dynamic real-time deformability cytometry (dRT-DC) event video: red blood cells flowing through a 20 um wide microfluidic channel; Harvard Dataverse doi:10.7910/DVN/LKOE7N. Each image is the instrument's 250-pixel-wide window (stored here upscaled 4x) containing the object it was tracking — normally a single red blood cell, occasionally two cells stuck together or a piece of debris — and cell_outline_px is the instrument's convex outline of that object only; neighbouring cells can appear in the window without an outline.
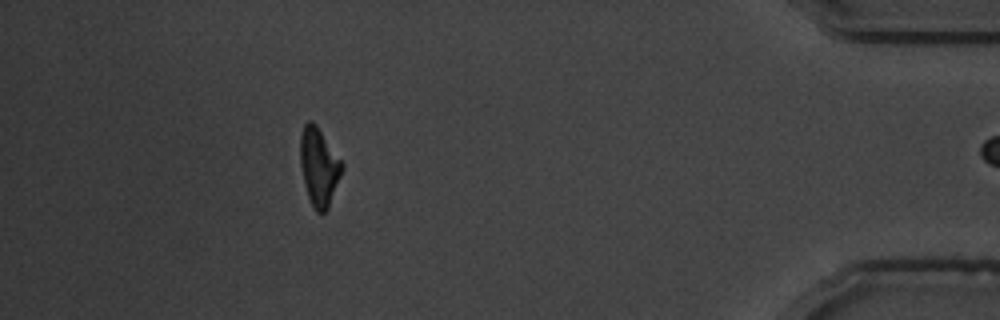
{"species": "common noctule bat (a hibernating species)", "species_latin": "Nyctalus noctula", "temperature_condition": "warm", "stored_images_in_passage": 44, "camera_frame_rate_fps": 3000, "um_per_image_px": 0.085, "animal": {"sex": "male", "body_mass_g": 19.5, "forearm_length_mm": 54.6}, "frame": {"image": 1, "passage_image": 44, "time_ms": 14.333, "image_size_px": [1000, 320], "cell_outline_px": [[344, 168], [328, 208], [324, 212], [316, 212], [312, 208], [308, 196], [300, 164], [300, 136], [304, 124], [308, 120], [312, 120], [316, 124], [344, 164]], "centroid_in_image_um": [27.11, 14.16], "position_along_channel_um": 408.1, "area_um2": 18.96}, "authors_computed_cell_mechanics": {"area_um2": 19.3052, "velocity_mm_per_s": 3.63, "shape_relaxation_time_tau1_ms": 2.9455, "shape_relaxation_time_tau2_ms": 3.957, "deformation_change_tau1": 0.1881, "deformation_change_tau2": 0.1269}}